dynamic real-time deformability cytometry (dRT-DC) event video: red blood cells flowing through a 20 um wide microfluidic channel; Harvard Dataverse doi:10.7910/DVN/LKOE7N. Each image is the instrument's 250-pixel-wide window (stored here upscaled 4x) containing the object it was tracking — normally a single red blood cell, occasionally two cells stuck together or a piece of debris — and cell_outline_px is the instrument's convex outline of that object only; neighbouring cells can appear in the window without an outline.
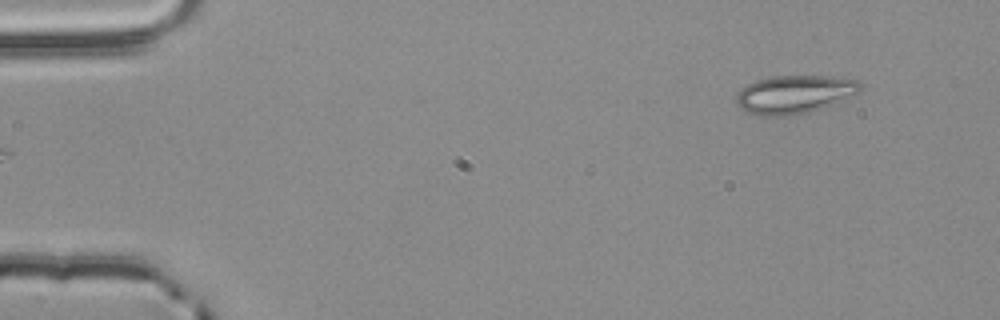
{"species": "common noctule bat (a hibernating species)", "species_latin": "Nyctalus noctula", "temperature_condition": "room temperature", "stored_images_in_passage": 4, "camera_frame_rate_fps": 3000, "um_per_image_px": 0.085, "animal": {"sex": "male", "body_mass_g": 20.4}, "frame": {"image": 1, "passage_image": 4, "time_ms": 1.0, "image_size_px": [1000, 320], "cell_outline_px": [[864, 88], [860, 92], [832, 104], [808, 112], [784, 116], [768, 116], [748, 112], [740, 108], [736, 104], [736, 92], [740, 88], [756, 80], [772, 76], [828, 76], [856, 80]], "centroid_in_image_um": [67.5, 8.01], "position_along_channel_um": 17.5, "area_um2": 27.51}}